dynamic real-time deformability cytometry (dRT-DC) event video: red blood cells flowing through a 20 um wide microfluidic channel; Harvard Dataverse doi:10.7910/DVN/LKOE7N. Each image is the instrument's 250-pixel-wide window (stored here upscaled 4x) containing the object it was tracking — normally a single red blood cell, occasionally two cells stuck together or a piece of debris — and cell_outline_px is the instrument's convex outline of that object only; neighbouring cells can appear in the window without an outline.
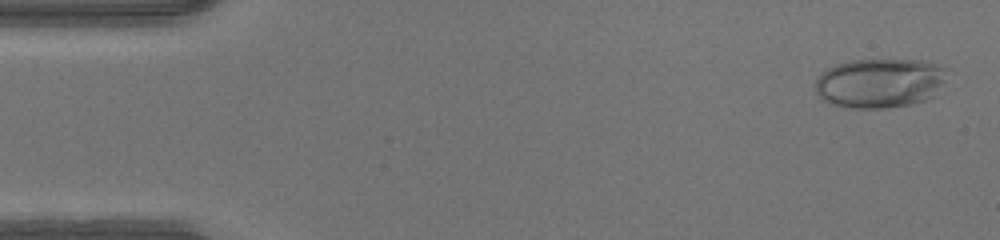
{"species": "human", "species_latin": "Homo sapiens", "temperature_condition": "warm", "stored_images_in_passage": 47, "camera_frame_rate_fps": 3000, "um_per_image_px": 0.085, "donor": {"sex": "male"}, "frame": {"image": 1, "passage_image": 2, "time_ms": 0.333, "image_size_px": [1000, 240], "cell_outline_px": [[948, 68], [944, 80], [932, 96], [924, 100], [912, 104], [884, 108], [852, 108], [832, 104], [824, 100], [816, 92], [816, 80], [820, 72], [836, 64], [852, 60], [924, 60]], "centroid_in_image_um": [74.77, 7.05], "position_along_channel_um": 10.2, "area_um2": 37.92}}
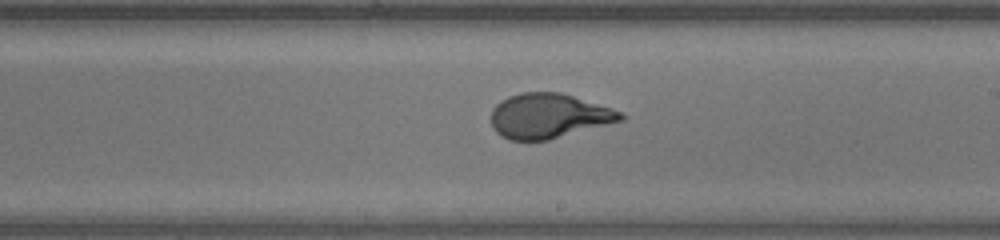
{"frame": {"image": 2, "passage_image": 27, "time_ms": 8.667, "image_size_px": [1000, 240], "cell_outline_px": [[624, 120], [548, 140], [508, 140], [496, 132], [492, 128], [492, 108], [500, 100], [508, 96], [520, 92], [560, 92], [612, 108], [620, 112], [624, 116]], "centroid_in_image_um": [46.61, 9.85], "position_along_channel_um": 242.4, "area_um2": 33.76}}
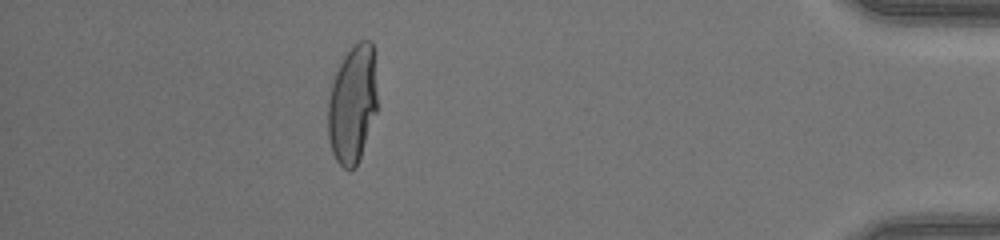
{"frame": {"image": 3, "passage_image": 42, "time_ms": 13.667, "image_size_px": [1000, 240], "cell_outline_px": [[376, 112], [356, 168], [348, 172], [336, 160], [332, 152], [328, 136], [328, 100], [332, 84], [336, 72], [344, 56], [352, 44], [360, 40], [372, 40], [376, 92]], "centroid_in_image_um": [29.95, 8.87], "position_along_channel_um": 405.3, "area_um2": 33.81}}